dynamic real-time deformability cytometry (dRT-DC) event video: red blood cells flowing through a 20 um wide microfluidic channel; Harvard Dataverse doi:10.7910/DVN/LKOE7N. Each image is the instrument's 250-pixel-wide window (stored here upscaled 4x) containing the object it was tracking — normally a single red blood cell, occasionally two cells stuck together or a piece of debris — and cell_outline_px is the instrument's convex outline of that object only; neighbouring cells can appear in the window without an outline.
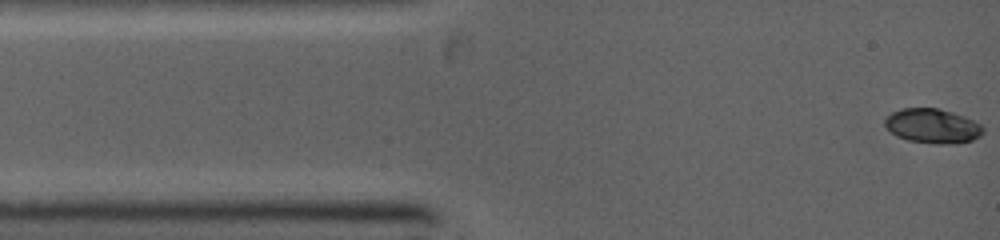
{"species": "common noctule bat (a hibernating species)", "species_latin": "Nyctalus noctula", "temperature_condition": "warm", "stored_images_in_passage": 40, "camera_frame_rate_fps": 5000, "um_per_image_px": 0.085, "animal": {"sex": "female", "body_mass_g": 19.0, "forearm_length_mm": 53.3}, "frame": {"image": 1, "passage_image": 1, "time_ms": 0.0, "image_size_px": [1000, 240], "cell_outline_px": [[984, 132], [980, 136], [972, 140], [952, 144], [936, 144], [908, 140], [896, 136], [884, 128], [884, 120], [892, 112], [904, 108], [936, 108], [952, 112], [964, 116], [980, 124], [984, 128]], "centroid_in_image_um": [79.24, 10.72], "position_along_channel_um": 5.8, "area_um2": 19.83}}
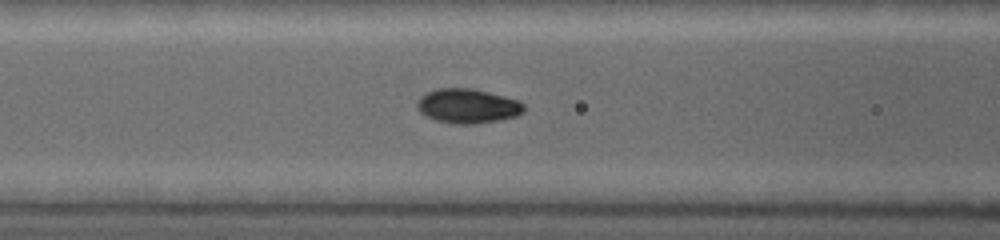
{"frame": {"image": 2, "passage_image": 18, "time_ms": 4.0, "image_size_px": [1000, 240], "cell_outline_px": [[524, 112], [516, 116], [500, 120], [476, 124], [452, 124], [436, 120], [420, 112], [416, 104], [420, 96], [436, 88], [468, 88], [488, 92], [516, 100], [524, 104]], "centroid_in_image_um": [39.74, 9.02], "position_along_channel_um": 126.9, "area_um2": 21.33}}
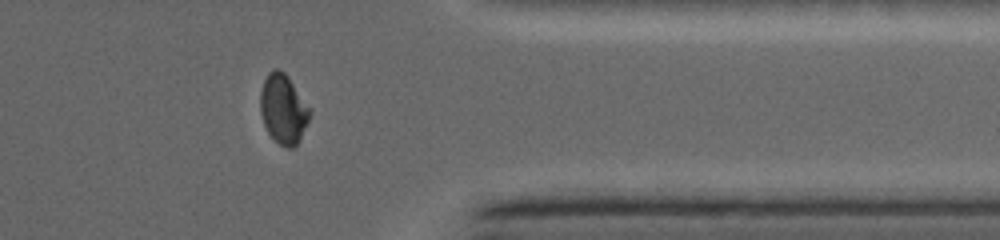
{"frame": {"image": 3, "passage_image": 34, "time_ms": 9.8, "image_size_px": [1000, 240], "cell_outline_px": [[312, 112], [300, 140], [292, 148], [288, 148], [280, 144], [268, 132], [264, 124], [260, 112], [260, 92], [264, 80], [268, 72], [272, 68], [280, 68], [288, 76], [312, 108]], "centroid_in_image_um": [24.1, 9.22], "position_along_channel_um": 387.3, "area_um2": 20.29}}